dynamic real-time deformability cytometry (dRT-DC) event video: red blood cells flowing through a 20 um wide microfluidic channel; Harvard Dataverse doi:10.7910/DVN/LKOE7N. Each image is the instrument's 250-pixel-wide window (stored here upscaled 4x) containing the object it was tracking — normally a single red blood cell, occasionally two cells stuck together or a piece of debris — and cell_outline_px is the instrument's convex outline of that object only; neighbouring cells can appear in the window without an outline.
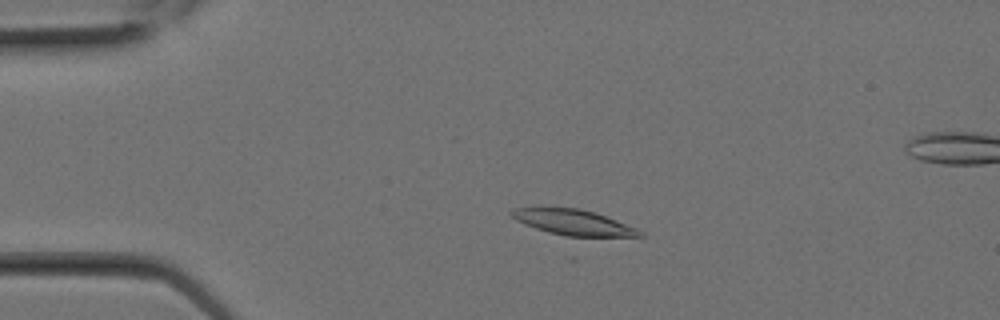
{"species": "Egyptian fruit bat (a non-hibernating species)", "species_latin": "Rousettus aegyptiacus", "temperature_condition": "room temperature", "stored_images_in_passage": 3, "camera_frame_rate_fps": 3000, "um_per_image_px": 0.085, "animal": {"sex": "female"}, "frame": {"image": 1, "passage_image": 2, "time_ms": 0.333, "image_size_px": [1000, 320], "cell_outline_px": [[644, 236], [572, 240], [524, 224], [516, 220], [508, 212], [516, 208], [540, 204], [580, 208], [616, 220], [636, 228], [644, 232]], "centroid_in_image_um": [48.71, 18.92], "position_along_channel_um": 36.3, "area_um2": 20.87}}